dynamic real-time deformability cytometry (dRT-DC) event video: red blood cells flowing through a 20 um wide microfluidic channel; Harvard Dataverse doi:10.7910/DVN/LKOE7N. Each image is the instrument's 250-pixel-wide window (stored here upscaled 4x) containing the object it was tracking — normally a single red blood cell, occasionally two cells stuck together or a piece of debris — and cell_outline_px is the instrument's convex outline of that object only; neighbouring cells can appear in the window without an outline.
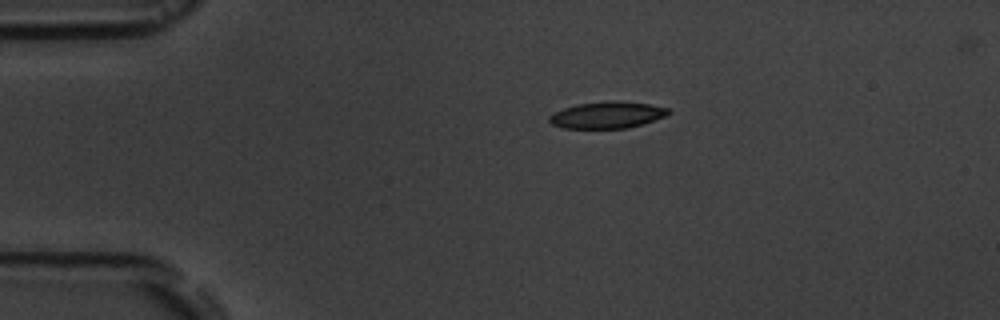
{"species": "common noctule bat (a hibernating species)", "species_latin": "Nyctalus noctula", "temperature_condition": "room temperature", "stored_images_in_passage": 4, "camera_frame_rate_fps": 3000, "um_per_image_px": 0.085, "animal": {"sex": "male", "body_mass_g": 19.5, "forearm_length_mm": 54.6}, "frame": {"image": 1, "passage_image": 1, "time_ms": 0.0, "image_size_px": [1000, 320], "cell_outline_px": [[672, 112], [664, 116], [628, 128], [564, 128], [552, 124], [548, 120], [548, 116], [564, 108], [576, 104], [612, 100], [616, 100], [648, 104], [668, 108]], "centroid_in_image_um": [51.59, 9.76], "position_along_channel_um": 33.4, "area_um2": 18.32}}
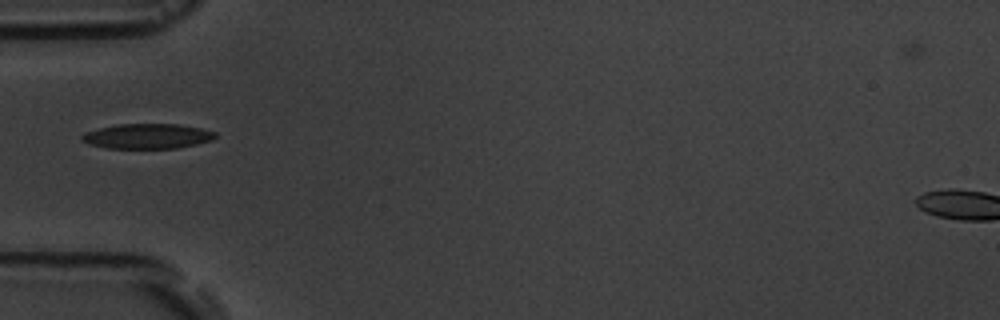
{"frame": {"image": 2, "passage_image": 3, "time_ms": 2.333, "image_size_px": [1000, 320], "cell_outline_px": [[216, 136], [212, 140], [196, 144], [176, 148], [108, 148], [88, 144], [80, 136], [84, 132], [116, 124], [180, 124], [200, 128], [216, 132]], "centroid_in_image_um": [12.53, 11.57], "position_along_channel_um": 72.5, "area_um2": 19.36}}
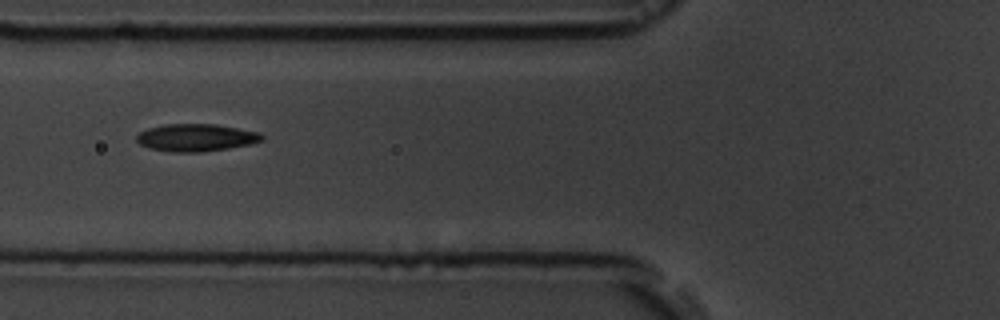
{"frame": {"image": 3, "passage_image": 4, "time_ms": 3.333, "image_size_px": [1000, 320], "cell_outline_px": [[264, 136], [260, 140], [248, 144], [228, 148], [200, 152], [172, 152], [148, 148], [140, 144], [136, 140], [136, 136], [140, 132], [148, 128], [164, 124], [216, 124], [260, 132]], "centroid_in_image_um": [16.62, 11.69], "position_along_channel_um": 109.2, "area_um2": 19.94}}